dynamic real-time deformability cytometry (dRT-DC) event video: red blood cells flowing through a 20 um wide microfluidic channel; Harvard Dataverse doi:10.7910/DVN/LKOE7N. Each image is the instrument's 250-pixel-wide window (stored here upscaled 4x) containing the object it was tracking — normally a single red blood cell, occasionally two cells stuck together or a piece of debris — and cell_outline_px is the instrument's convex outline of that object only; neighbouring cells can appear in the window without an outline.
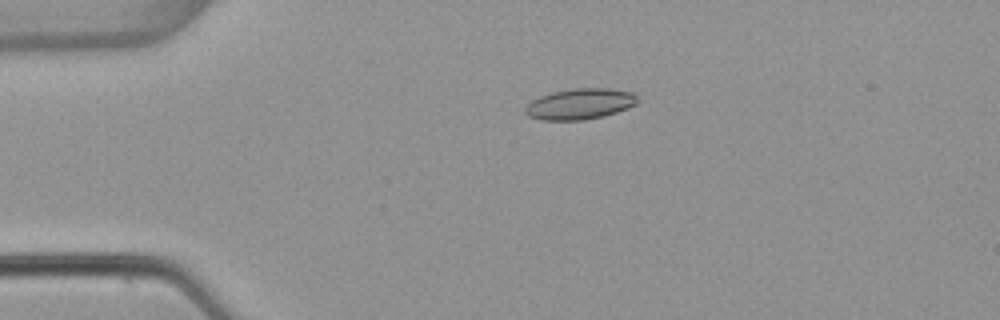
{"species": "common noctule bat (a hibernating species)", "species_latin": "Nyctalus noctula", "temperature_condition": "warm", "stored_images_in_passage": 45, "camera_frame_rate_fps": 3000, "um_per_image_px": 0.085, "animal": {"sex": "female", "body_mass_g": 22.7, "forearm_length_mm": 54.2}, "frame": {"image": 1, "passage_image": 4, "time_ms": 1.0, "image_size_px": [1000, 320], "cell_outline_px": [[636, 104], [628, 108], [604, 116], [584, 120], [540, 120], [528, 116], [524, 112], [524, 108], [532, 100], [540, 96], [552, 92], [576, 88], [612, 88], [632, 92], [636, 96]], "centroid_in_image_um": [49.28, 8.84], "position_along_channel_um": 35.7, "area_um2": 20.23}}
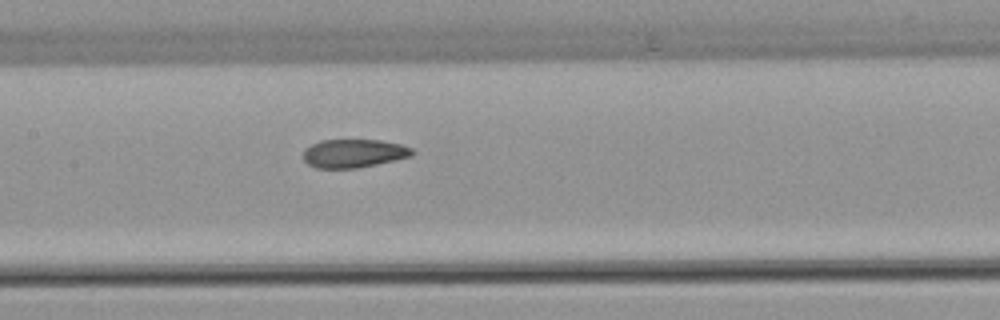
{"frame": {"image": 2, "passage_image": 18, "time_ms": 5.667, "image_size_px": [1000, 320], "cell_outline_px": [[416, 152], [412, 156], [396, 160], [356, 168], [316, 168], [308, 164], [304, 160], [304, 148], [320, 140], [380, 140], [400, 144], [412, 148]], "centroid_in_image_um": [30.08, 13.03], "position_along_channel_um": 177.3, "area_um2": 18.09}}
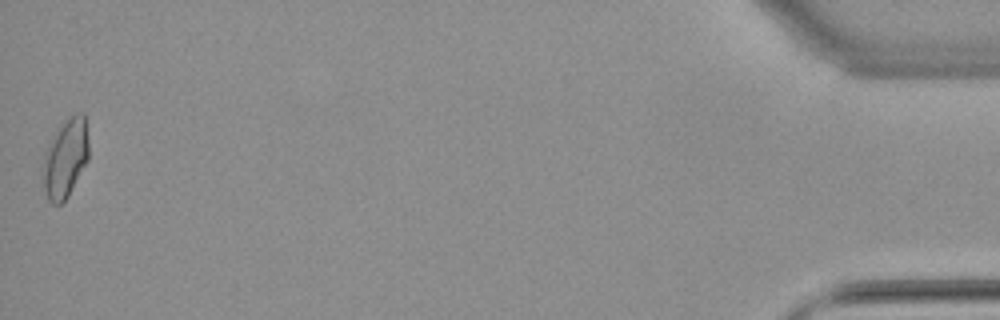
{"frame": {"image": 3, "passage_image": 45, "time_ms": 14.667, "image_size_px": [1000, 320], "cell_outline_px": [[88, 160], [68, 196], [60, 204], [52, 204], [48, 200], [44, 188], [44, 152], [52, 136], [76, 112], [84, 112], [88, 140]], "centroid_in_image_um": [5.57, 13.46], "position_along_channel_um": 429.6, "area_um2": 20.58}, "authors_computed_cell_mechanics": {"area_um2": 19.0162, "velocity_mm_per_s": 3.8791, "shape_relaxation_time_tau1_ms": null, "shape_relaxation_time_tau2_ms": 2.0628, "deformation_change_tau1": null, "deformation_change_tau2": 0.0792}}